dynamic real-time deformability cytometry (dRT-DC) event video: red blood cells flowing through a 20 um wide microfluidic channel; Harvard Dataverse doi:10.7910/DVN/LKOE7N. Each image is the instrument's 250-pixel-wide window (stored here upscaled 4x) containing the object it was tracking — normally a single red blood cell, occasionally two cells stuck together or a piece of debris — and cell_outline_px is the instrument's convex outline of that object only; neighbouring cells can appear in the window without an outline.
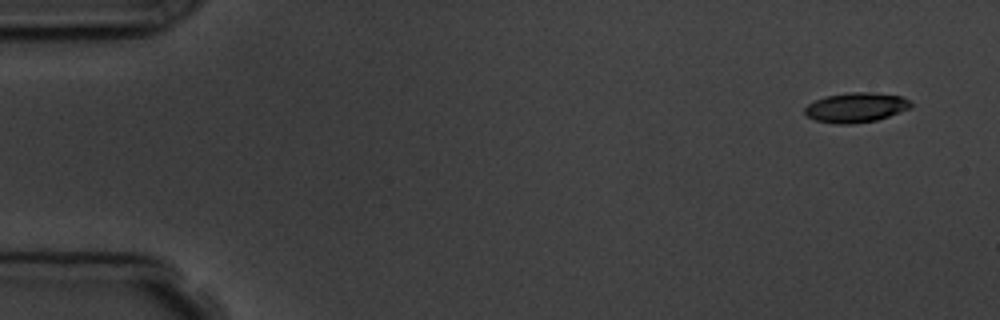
{"species": "common noctule bat (a hibernating species)", "species_latin": "Nyctalus noctula", "temperature_condition": "room temperature", "stored_images_in_passage": 6, "camera_frame_rate_fps": 3000, "um_per_image_px": 0.085, "animal": {"sex": "male", "body_mass_g": 19.5, "forearm_length_mm": 54.6}, "frame": {"image": 1, "passage_image": 1, "time_ms": 0.0, "image_size_px": [1000, 320], "cell_outline_px": [[912, 108], [876, 120], [852, 124], [836, 124], [816, 120], [808, 116], [804, 112], [804, 108], [808, 104], [824, 96], [848, 92], [872, 92], [900, 96], [908, 100], [912, 104]], "centroid_in_image_um": [72.75, 9.13], "position_along_channel_um": 12.3, "area_um2": 18.38}}
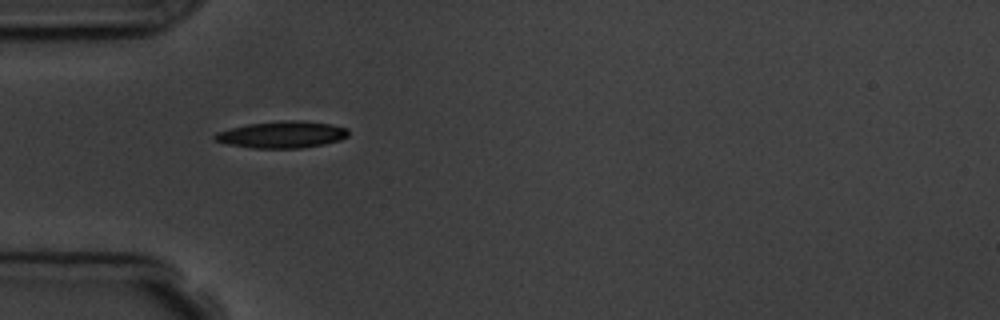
{"frame": {"image": 2, "passage_image": 5, "time_ms": 4.667, "image_size_px": [1000, 320], "cell_outline_px": [[348, 136], [340, 140], [324, 144], [300, 148], [252, 148], [228, 144], [212, 140], [212, 136], [216, 132], [248, 124], [284, 120], [300, 120], [332, 124], [348, 128]], "centroid_in_image_um": [23.97, 11.44], "position_along_channel_um": 61.0, "area_um2": 20.92}}